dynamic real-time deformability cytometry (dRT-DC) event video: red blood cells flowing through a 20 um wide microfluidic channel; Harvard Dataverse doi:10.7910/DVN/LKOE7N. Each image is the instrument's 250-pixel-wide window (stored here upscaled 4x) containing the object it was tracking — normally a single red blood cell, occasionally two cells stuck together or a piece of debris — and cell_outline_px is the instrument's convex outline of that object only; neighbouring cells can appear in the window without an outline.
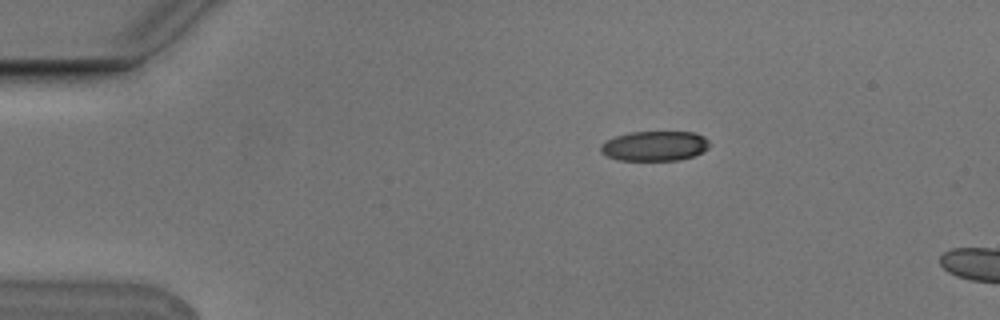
{"species": "Egyptian fruit bat (a non-hibernating species)", "species_latin": "Rousettus aegyptiacus", "temperature_condition": "cold", "stored_images_in_passage": 2, "camera_frame_rate_fps": 3000, "um_per_image_px": 0.085, "animal": {"sex": "male"}, "frame": {"image": 1, "passage_image": 1, "time_ms": 0.0, "image_size_px": [1000, 320], "cell_outline_px": [[708, 148], [704, 152], [696, 156], [680, 160], [616, 160], [600, 152], [600, 148], [608, 140], [616, 136], [632, 132], [692, 132], [704, 136], [708, 140]], "centroid_in_image_um": [55.69, 12.42], "position_along_channel_um": 29.3, "area_um2": 18.9}}